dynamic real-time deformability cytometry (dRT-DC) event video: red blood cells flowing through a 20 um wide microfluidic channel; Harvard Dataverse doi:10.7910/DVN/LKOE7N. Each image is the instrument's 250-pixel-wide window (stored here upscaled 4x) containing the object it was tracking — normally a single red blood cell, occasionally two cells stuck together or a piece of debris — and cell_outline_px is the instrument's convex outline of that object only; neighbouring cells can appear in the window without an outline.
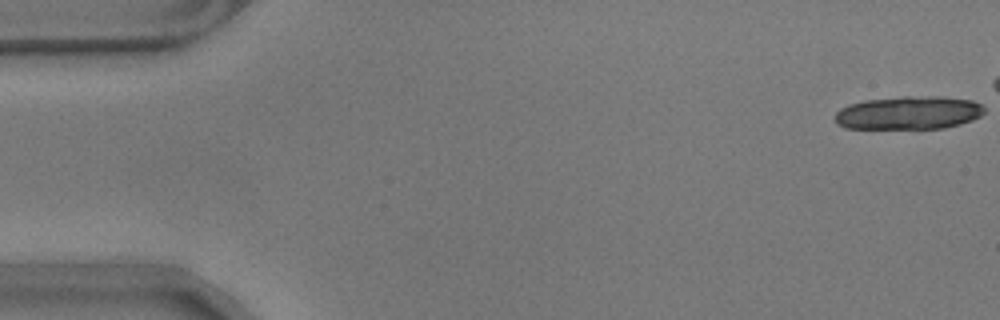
{"species": "common noctule bat (a hibernating species)", "species_latin": "Nyctalus noctula", "temperature_condition": "warm", "stored_images_in_passage": 22, "camera_frame_rate_fps": 3000, "um_per_image_px": 0.085, "animal": {"sex": "male", "body_mass_g": 17.9}, "frame": {"image": 1, "passage_image": 1, "time_ms": 0.0, "image_size_px": [1000, 320], "cell_outline_px": [[984, 112], [980, 116], [972, 120], [960, 124], [944, 128], [844, 128], [836, 124], [836, 112], [840, 108], [848, 104], [864, 100], [900, 96], [940, 96], [972, 100], [980, 104], [984, 108]], "centroid_in_image_um": [77.22, 9.58], "position_along_channel_um": 7.8, "area_um2": 29.07}}